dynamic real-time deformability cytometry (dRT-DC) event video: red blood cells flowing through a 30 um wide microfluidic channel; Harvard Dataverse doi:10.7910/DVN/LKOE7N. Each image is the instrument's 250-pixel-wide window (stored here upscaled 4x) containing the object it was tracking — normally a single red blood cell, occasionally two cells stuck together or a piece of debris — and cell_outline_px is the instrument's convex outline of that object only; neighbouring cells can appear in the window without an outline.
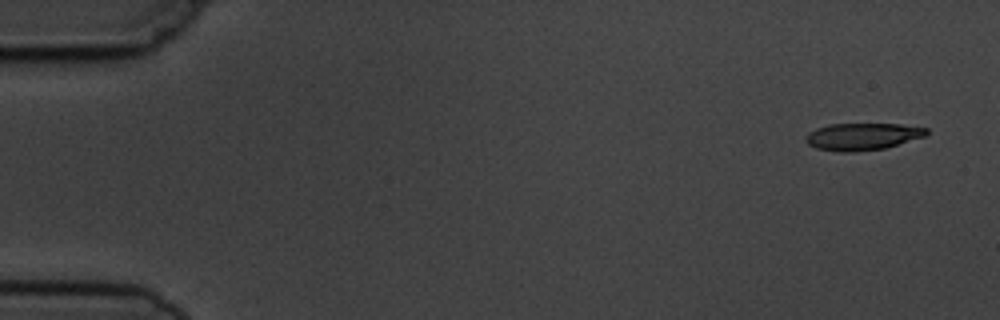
{"species": "common noctule bat (a hibernating species)", "species_latin": "Nyctalus noctula", "temperature_condition": "cold", "stored_images_in_passage": 6, "camera_frame_rate_fps": 3000, "um_per_image_px": 0.085, "animal": {"sex": "male", "body_mass_g": 19.5, "forearm_length_mm": 54.6}, "frame": {"image": 1, "passage_image": 1, "time_ms": 0.0, "image_size_px": [1000, 320], "cell_outline_px": [[928, 132], [924, 136], [884, 148], [852, 152], [840, 152], [816, 148], [808, 144], [804, 140], [804, 136], [808, 132], [816, 128], [828, 124], [900, 124], [928, 128]], "centroid_in_image_um": [73.24, 11.6], "position_along_channel_um": 11.8, "area_um2": 19.02}}